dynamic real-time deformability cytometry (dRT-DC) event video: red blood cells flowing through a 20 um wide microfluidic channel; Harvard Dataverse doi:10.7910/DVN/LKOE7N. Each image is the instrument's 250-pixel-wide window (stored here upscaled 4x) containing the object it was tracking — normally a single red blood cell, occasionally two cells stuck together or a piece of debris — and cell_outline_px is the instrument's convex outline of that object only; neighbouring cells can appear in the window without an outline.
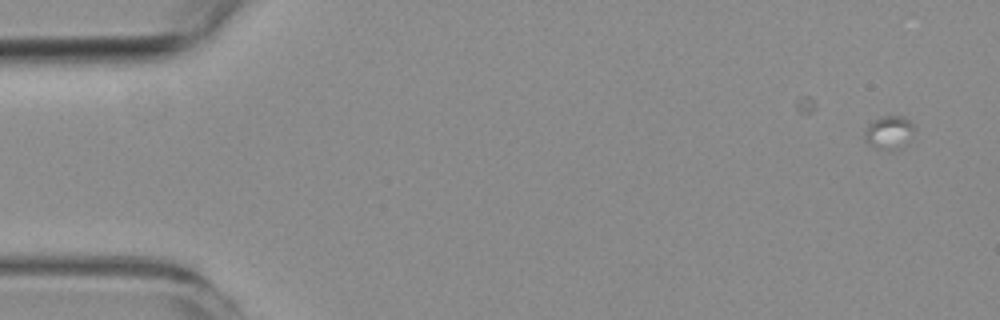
{"species": "common noctule bat (a hibernating species)", "species_latin": "Nyctalus noctula", "temperature_condition": "room temperature", "stored_images_in_passage": 5, "camera_frame_rate_fps": 3000, "um_per_image_px": 0.085, "animal": {"sex": "female", "body_mass_g": 19.3, "forearm_length_mm": 54.1}, "frame": {"image": 1, "passage_image": 2, "time_ms": 1.0, "image_size_px": [1000, 320], "cell_outline_px": [[916, 128], [904, 148], [888, 152], [876, 148], [868, 144], [864, 140], [864, 132], [868, 124], [876, 120], [888, 116], [904, 116], [916, 124]], "centroid_in_image_um": [75.62, 11.3], "position_along_channel_um": 9.4, "area_um2": 10.06}}